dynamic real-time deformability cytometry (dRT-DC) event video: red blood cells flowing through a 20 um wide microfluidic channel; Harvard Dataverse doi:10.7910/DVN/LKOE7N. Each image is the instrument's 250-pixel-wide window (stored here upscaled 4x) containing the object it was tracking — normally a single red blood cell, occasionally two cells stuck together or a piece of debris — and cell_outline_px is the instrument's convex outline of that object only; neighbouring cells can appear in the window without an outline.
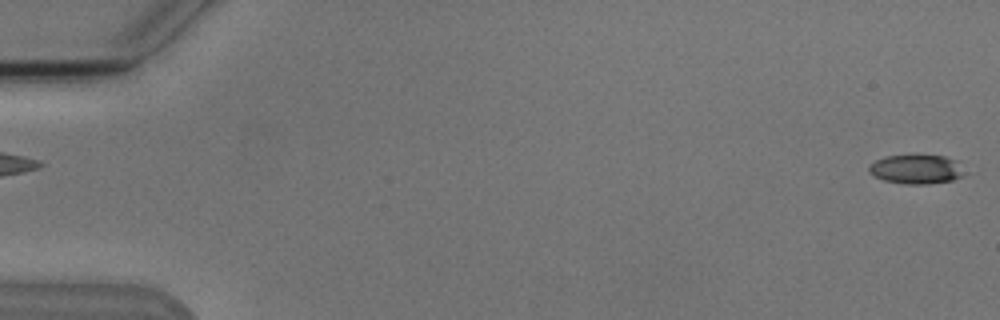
{"species": "Egyptian fruit bat (a non-hibernating species)", "species_latin": "Rousettus aegyptiacus", "temperature_condition": "cold", "stored_images_in_passage": 6, "camera_frame_rate_fps": 3000, "um_per_image_px": 0.085, "animal": {"sex": "male"}, "frame": {"image": 1, "passage_image": 6, "time_ms": 5.667, "image_size_px": [1000, 320], "cell_outline_px": [[960, 176], [952, 180], [928, 184], [904, 184], [884, 180], [872, 176], [868, 172], [868, 168], [876, 160], [884, 156], [944, 156], [956, 160]], "centroid_in_image_um": [77.77, 14.4], "position_along_channel_um": 7.2, "area_um2": 15.72}}